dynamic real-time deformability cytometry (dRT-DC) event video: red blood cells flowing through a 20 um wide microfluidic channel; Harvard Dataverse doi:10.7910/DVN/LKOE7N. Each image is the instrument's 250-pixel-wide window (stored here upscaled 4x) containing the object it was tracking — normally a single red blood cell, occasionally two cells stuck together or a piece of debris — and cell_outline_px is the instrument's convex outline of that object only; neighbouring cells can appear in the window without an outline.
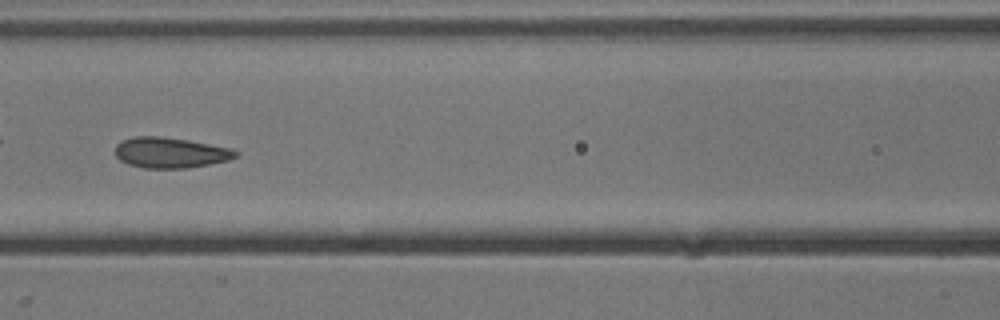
{"species": "common noctule bat (a hibernating species)", "species_latin": "Nyctalus noctula", "temperature_condition": "cold", "stored_images_in_passage": 53, "camera_frame_rate_fps": 3000, "um_per_image_px": 0.085, "animal": {"sex": "male", "body_mass_g": 13.3}, "frame": {"image": 1, "passage_image": 23, "time_ms": 7.333, "image_size_px": [1000, 320], "cell_outline_px": [[240, 152], [236, 156], [228, 160], [188, 168], [144, 168], [128, 164], [120, 160], [116, 156], [116, 144], [124, 140], [136, 136], [160, 136], [188, 140], [232, 148]], "centroid_in_image_um": [14.49, 12.97], "position_along_channel_um": 152.1, "area_um2": 21.39}}
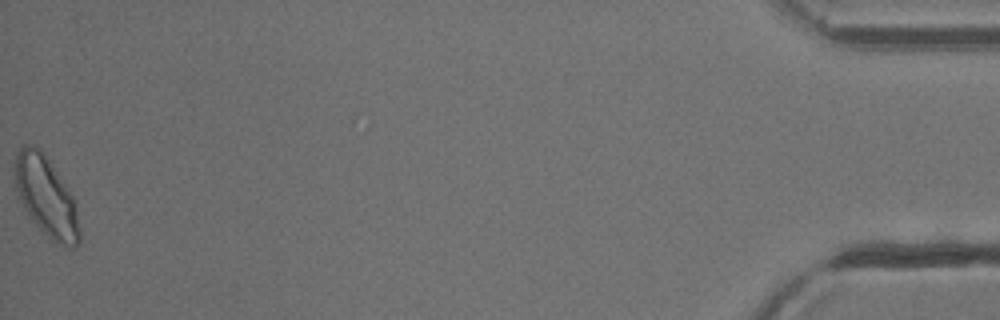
{"frame": {"image": 2, "passage_image": 53, "time_ms": 17.333, "image_size_px": [1000, 320], "cell_outline_px": [[80, 240], [76, 248], [68, 248], [52, 240], [36, 224], [28, 212], [16, 188], [12, 176], [16, 156], [20, 148], [24, 144], [32, 144], [40, 148], [44, 152], [76, 200], [80, 228]], "centroid_in_image_um": [3.96, 16.68], "position_along_channel_um": 431.2, "area_um2": 30.23}, "authors_computed_cell_mechanics": {"area_um2": 22.6576, "velocity_mm_per_s": 3.8166, "shape_relaxation_time_tau1_ms": 4.6119, "shape_relaxation_time_tau2_ms": 1.035, "deformation_change_tau1": 0.0743, "deformation_change_tau2": 0.0652}}